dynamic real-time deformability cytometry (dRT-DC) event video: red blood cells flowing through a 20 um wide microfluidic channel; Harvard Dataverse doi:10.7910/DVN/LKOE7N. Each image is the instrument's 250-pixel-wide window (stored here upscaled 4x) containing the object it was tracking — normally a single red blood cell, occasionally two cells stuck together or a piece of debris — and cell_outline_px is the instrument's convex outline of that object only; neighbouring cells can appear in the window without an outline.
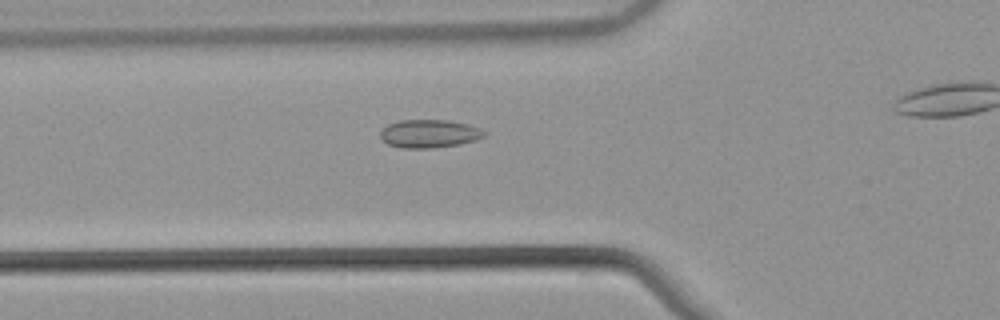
{"species": "common noctule bat (a hibernating species)", "species_latin": "Nyctalus noctula", "temperature_condition": "warm", "stored_images_in_passage": 30, "camera_frame_rate_fps": 3000, "um_per_image_px": 0.085, "animal": {"sex": "male", "body_mass_g": 21.5, "forearm_length_mm": 52.0}, "frame": {"image": 1, "passage_image": 4, "time_ms": 1.0, "image_size_px": [1000, 320], "cell_outline_px": [[488, 132], [484, 136], [476, 140], [460, 144], [432, 148], [400, 148], [388, 144], [380, 140], [380, 132], [388, 124], [400, 120], [448, 120], [468, 124], [480, 128]], "centroid_in_image_um": [36.49, 11.36], "position_along_channel_um": 89.3, "area_um2": 17.22}}
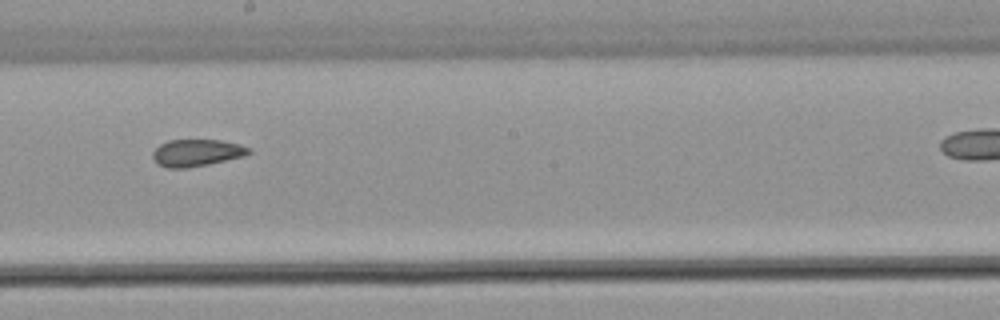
{"frame": {"image": 2, "passage_image": 15, "time_ms": 4.667, "image_size_px": [1000, 320], "cell_outline_px": [[252, 152], [244, 156], [208, 164], [184, 168], [168, 168], [156, 164], [152, 156], [152, 152], [160, 144], [168, 140], [220, 140], [240, 144], [252, 148]], "centroid_in_image_um": [16.72, 12.98], "position_along_channel_um": 231.5, "area_um2": 15.2}}
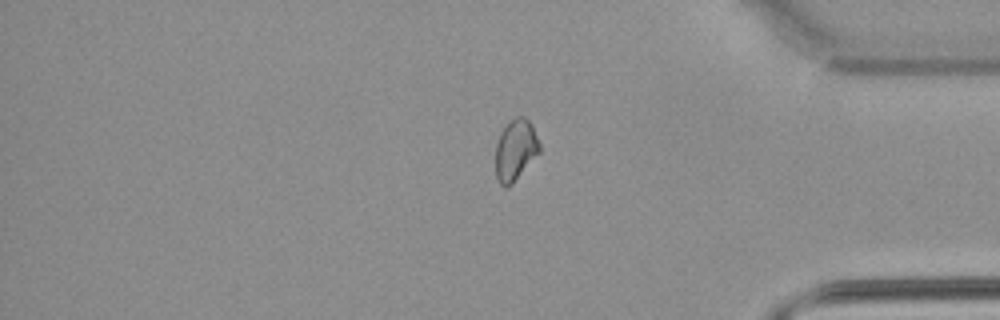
{"frame": {"image": 3, "passage_image": 29, "time_ms": 9.333, "image_size_px": [1000, 320], "cell_outline_px": [[540, 152], [512, 184], [504, 188], [500, 184], [496, 176], [496, 144], [500, 132], [504, 124], [516, 116], [524, 116], [532, 124], [540, 144]], "centroid_in_image_um": [43.81, 12.72], "position_along_channel_um": 391.4, "area_um2": 15.84}}